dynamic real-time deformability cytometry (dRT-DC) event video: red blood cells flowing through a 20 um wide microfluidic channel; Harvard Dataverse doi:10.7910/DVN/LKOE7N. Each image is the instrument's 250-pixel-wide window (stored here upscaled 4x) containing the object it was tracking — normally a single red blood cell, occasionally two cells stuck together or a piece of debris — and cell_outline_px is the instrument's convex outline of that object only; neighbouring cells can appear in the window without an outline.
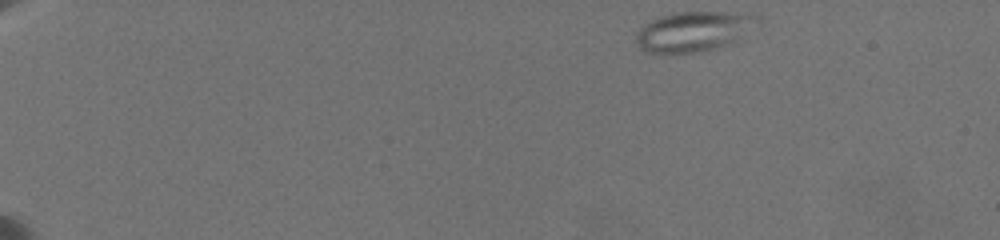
{"species": "common noctule bat (a hibernating species)", "species_latin": "Nyctalus noctula", "temperature_condition": "warm", "stored_images_in_passage": 55, "camera_frame_rate_fps": 3000, "um_per_image_px": 0.085, "animal": {"sex": "female", "body_mass_g": 19.5, "forearm_length_mm": 54.1}, "frame": {"image": 1, "passage_image": 1, "time_ms": 0.0, "image_size_px": [1000, 240], "cell_outline_px": [[760, 16], [736, 40], [728, 44], [716, 48], [696, 52], [644, 52], [636, 44], [636, 36], [640, 28], [644, 24], [660, 16], [676, 12], [724, 12]], "centroid_in_image_um": [58.85, 2.67], "position_along_channel_um": 26.2, "area_um2": 27.4}}
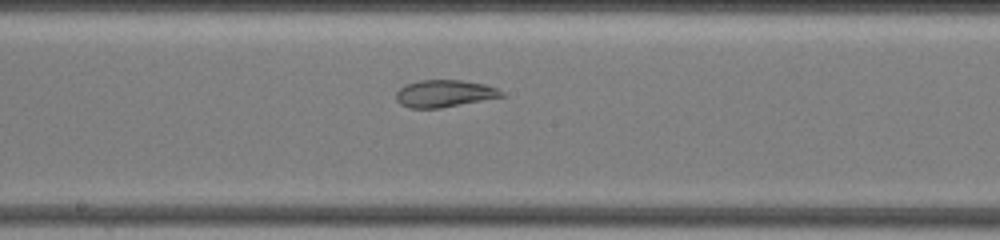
{"frame": {"image": 2, "passage_image": 31, "time_ms": 9.0, "image_size_px": [1000, 240], "cell_outline_px": [[504, 96], [440, 108], [408, 108], [400, 104], [396, 100], [396, 92], [404, 84], [420, 80], [460, 80], [484, 84], [496, 88], [504, 92]], "centroid_in_image_um": [37.73, 7.95], "position_along_channel_um": 210.5, "area_um2": 16.65}}
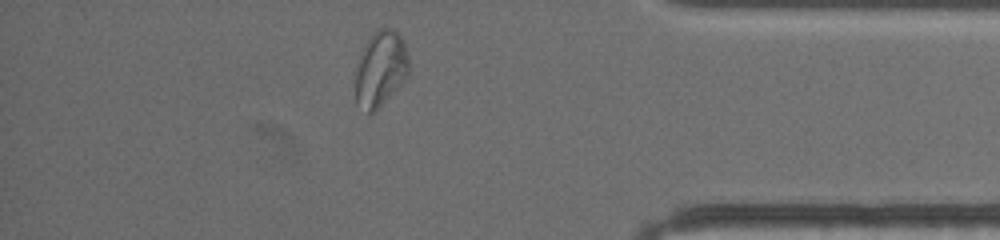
{"frame": {"image": 3, "passage_image": 46, "time_ms": 15.0, "image_size_px": [1000, 240], "cell_outline_px": [[408, 76], [376, 112], [368, 112], [356, 104], [356, 68], [360, 52], [368, 36], [380, 28], [392, 28], [404, 40], [408, 60]], "centroid_in_image_um": [32.33, 5.84], "position_along_channel_um": 402.9, "area_um2": 23.7}, "authors_computed_cell_mechanics": {"area_um2": 26.3568, "velocity_mm_per_s": 3.5489, "shape_relaxation_time_tau1_ms": null, "shape_relaxation_time_tau2_ms": 1.4037, "deformation_change_tau1": null, "deformation_change_tau2": 0.0731}}